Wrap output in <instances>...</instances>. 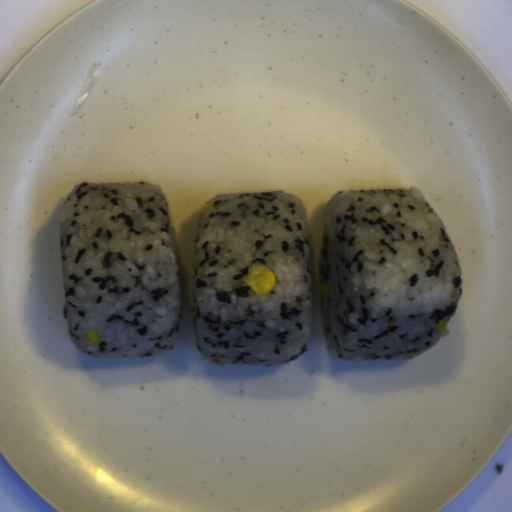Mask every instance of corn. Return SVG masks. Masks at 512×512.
<instances>
[{"instance_id": "f1292c28", "label": "corn", "mask_w": 512, "mask_h": 512, "mask_svg": "<svg viewBox=\"0 0 512 512\" xmlns=\"http://www.w3.org/2000/svg\"><path fill=\"white\" fill-rule=\"evenodd\" d=\"M84 335L90 345L94 346L100 342L99 334L96 331H93L92 333H90L89 331H85Z\"/></svg>"}, {"instance_id": "51d56268", "label": "corn", "mask_w": 512, "mask_h": 512, "mask_svg": "<svg viewBox=\"0 0 512 512\" xmlns=\"http://www.w3.org/2000/svg\"><path fill=\"white\" fill-rule=\"evenodd\" d=\"M243 281L250 289L265 296L271 293L277 284L273 272L259 261H255L248 268V275H244Z\"/></svg>"}, {"instance_id": "5cfa1b94", "label": "corn", "mask_w": 512, "mask_h": 512, "mask_svg": "<svg viewBox=\"0 0 512 512\" xmlns=\"http://www.w3.org/2000/svg\"><path fill=\"white\" fill-rule=\"evenodd\" d=\"M447 325H448L447 320H443L435 325V329L439 334H445V332L447 330Z\"/></svg>"}, {"instance_id": "cfcad685", "label": "corn", "mask_w": 512, "mask_h": 512, "mask_svg": "<svg viewBox=\"0 0 512 512\" xmlns=\"http://www.w3.org/2000/svg\"><path fill=\"white\" fill-rule=\"evenodd\" d=\"M213 204L212 203H208V204H204L200 209H199V214H200V217L204 216L207 214V212L213 208Z\"/></svg>"}]
</instances>
